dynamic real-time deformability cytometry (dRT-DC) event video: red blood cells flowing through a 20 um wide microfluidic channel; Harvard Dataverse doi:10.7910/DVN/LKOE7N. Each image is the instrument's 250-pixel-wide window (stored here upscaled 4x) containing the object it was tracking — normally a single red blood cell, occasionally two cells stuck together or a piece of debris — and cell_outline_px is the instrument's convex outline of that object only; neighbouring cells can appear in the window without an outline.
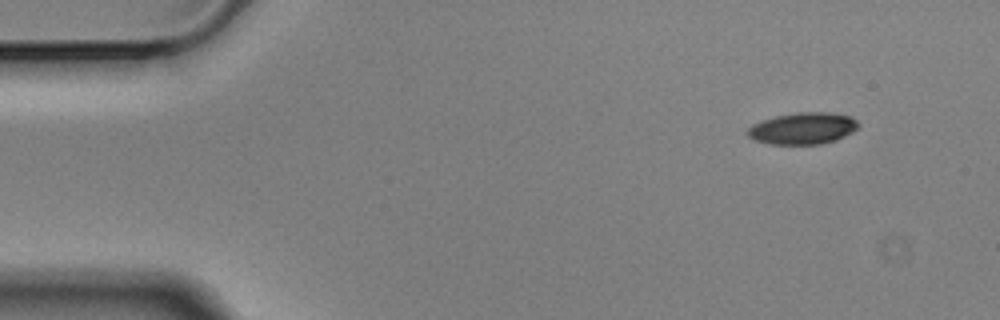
{"species": "Egyptian fruit bat (a non-hibernating species)", "species_latin": "Rousettus aegyptiacus", "temperature_condition": "cold", "stored_images_in_passage": 4, "camera_frame_rate_fps": 3000, "um_per_image_px": 0.085, "animal": {"sex": "male"}, "frame": {"image": 1, "passage_image": 1, "time_ms": 0.0, "image_size_px": [1000, 320], "cell_outline_px": [[860, 124], [852, 132], [836, 140], [820, 144], [768, 144], [752, 140], [744, 132], [752, 124], [776, 116], [796, 112], [832, 112], [852, 116]], "centroid_in_image_um": [68.22, 10.91], "position_along_channel_um": 16.8, "area_um2": 20.69}}
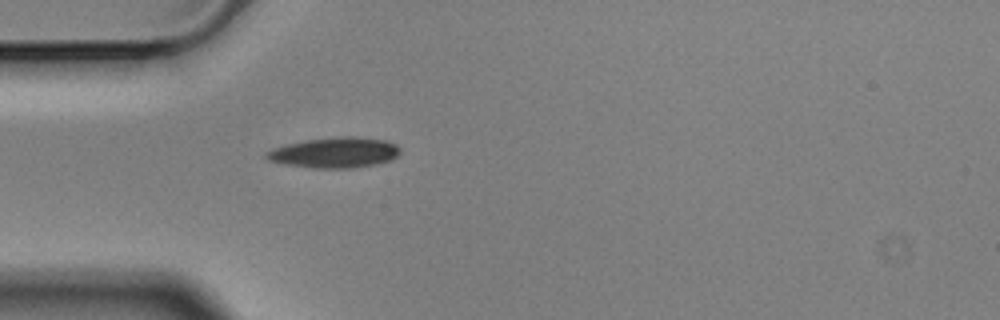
{"frame": {"image": 2, "passage_image": 4, "time_ms": 1.0, "image_size_px": [1000, 320], "cell_outline_px": [[400, 156], [392, 160], [376, 164], [352, 168], [312, 168], [284, 164], [268, 160], [264, 156], [264, 152], [272, 148], [288, 144], [308, 140], [340, 136], [356, 136], [384, 140], [396, 144], [400, 148]], "centroid_in_image_um": [28.47, 12.97], "position_along_channel_um": 56.5, "area_um2": 23.93}}